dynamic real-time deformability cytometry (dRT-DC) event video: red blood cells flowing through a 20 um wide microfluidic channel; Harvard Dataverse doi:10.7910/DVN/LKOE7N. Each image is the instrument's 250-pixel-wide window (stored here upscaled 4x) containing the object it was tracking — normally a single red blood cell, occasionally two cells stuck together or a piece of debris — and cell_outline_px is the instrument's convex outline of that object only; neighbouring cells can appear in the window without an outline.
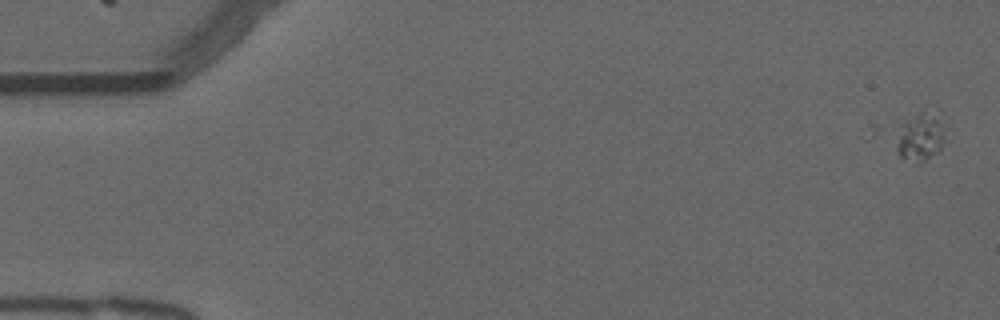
{"species": "common noctule bat (a hibernating species)", "species_latin": "Nyctalus noctula", "temperature_condition": "warm", "stored_images_in_passage": 4, "camera_frame_rate_fps": 3000, "um_per_image_px": 0.085, "animal": {"sex": "male", "forearm_length_mm": 52.5}, "frame": {"image": 1, "passage_image": 1, "time_ms": 0.0, "image_size_px": [1000, 320], "cell_outline_px": [[944, 140], [940, 148], [924, 160], [900, 156], [896, 148], [900, 120], [920, 116], [936, 120], [944, 136]], "centroid_in_image_um": [78.11, 11.71], "position_along_channel_um": 6.9, "area_um2": 11.79}}